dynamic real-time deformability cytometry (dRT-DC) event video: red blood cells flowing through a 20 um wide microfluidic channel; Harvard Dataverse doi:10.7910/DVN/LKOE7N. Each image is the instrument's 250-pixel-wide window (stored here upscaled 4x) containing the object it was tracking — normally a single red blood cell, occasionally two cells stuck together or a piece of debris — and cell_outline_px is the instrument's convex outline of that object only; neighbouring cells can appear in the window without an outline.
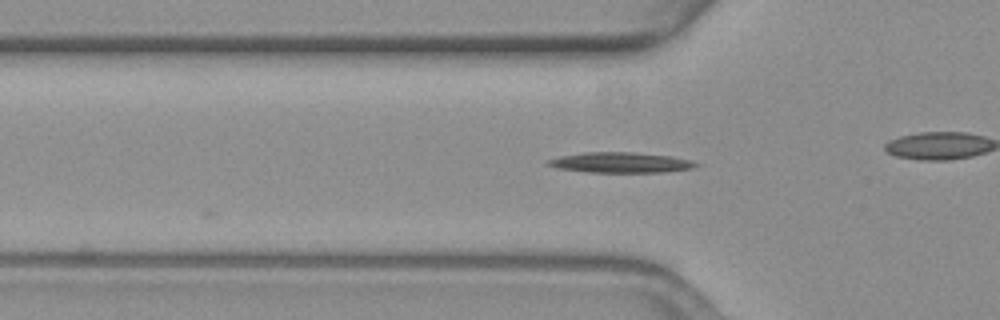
{"species": "common noctule bat (a hibernating species)", "species_latin": "Nyctalus noctula", "temperature_condition": "warm", "stored_images_in_passage": 6, "camera_frame_rate_fps": 3000, "um_per_image_px": 0.085, "animal": {"sex": "female", "body_mass_g": 19.3, "forearm_length_mm": 54.1}, "frame": {"image": 1, "passage_image": 4, "time_ms": 1.0, "image_size_px": [1000, 320], "cell_outline_px": [[700, 164], [692, 168], [668, 172], [588, 172], [556, 168], [544, 164], [548, 160], [560, 156], [584, 152], [632, 152], [668, 156], [692, 160]], "centroid_in_image_um": [52.73, 13.82], "position_along_channel_um": 73.1, "area_um2": 17.57}}